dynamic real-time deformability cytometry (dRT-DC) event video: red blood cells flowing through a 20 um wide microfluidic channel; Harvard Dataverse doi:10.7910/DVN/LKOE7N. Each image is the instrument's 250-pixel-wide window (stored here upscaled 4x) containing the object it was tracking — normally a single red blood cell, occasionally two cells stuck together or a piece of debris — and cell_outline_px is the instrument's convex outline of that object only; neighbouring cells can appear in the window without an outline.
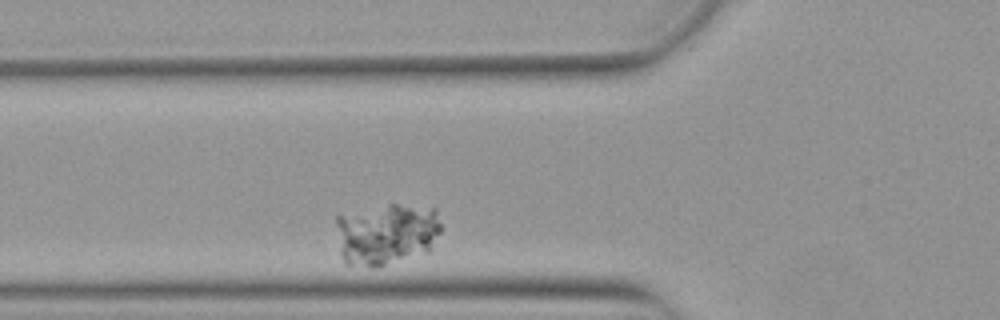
{"species": "Egyptian fruit bat (a non-hibernating species)", "species_latin": "Rousettus aegyptiacus", "temperature_condition": "warm", "stored_images_in_passage": 29, "camera_frame_rate_fps": 3000, "um_per_image_px": 0.085, "animal": {"sex": "female"}, "frame": {"image": 1, "passage_image": 4, "time_ms": 1.0, "image_size_px": [1000, 320], "cell_outline_px": [[440, 232], [428, 252], [376, 268], [372, 268], [348, 264], [344, 260], [340, 252], [336, 224], [336, 212], [388, 204], [396, 204], [436, 208], [440, 224]], "centroid_in_image_um": [32.8, 19.86], "position_along_channel_um": 93.0, "area_um2": 38.67}}
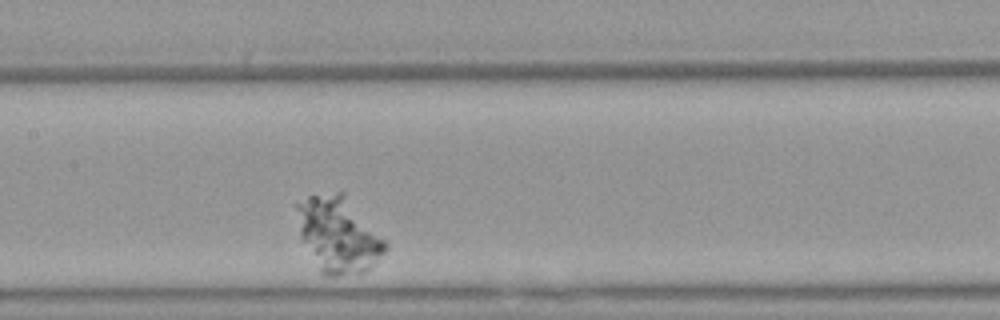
{"frame": {"image": 2, "passage_image": 12, "time_ms": 3.667, "image_size_px": [1000, 320], "cell_outline_px": [[388, 248], [364, 272], [340, 276], [324, 276], [320, 272], [300, 240], [292, 204], [308, 196], [340, 192], [344, 192], [388, 244]], "centroid_in_image_um": [28.67, 19.94], "position_along_channel_um": 178.7, "area_um2": 39.42}}
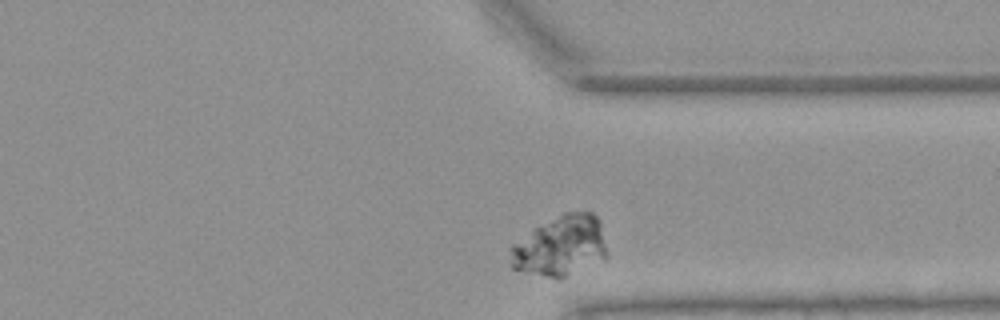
{"frame": {"image": 3, "passage_image": 28, "time_ms": 9.0, "image_size_px": [1000, 320], "cell_outline_px": [[608, 256], [564, 276], [544, 276], [524, 272], [512, 268], [508, 248], [512, 244], [532, 228], [564, 212], [584, 208], [588, 208], [600, 220], [608, 252]], "centroid_in_image_um": [47.63, 20.82], "position_along_channel_um": 363.8, "area_um2": 34.28}}